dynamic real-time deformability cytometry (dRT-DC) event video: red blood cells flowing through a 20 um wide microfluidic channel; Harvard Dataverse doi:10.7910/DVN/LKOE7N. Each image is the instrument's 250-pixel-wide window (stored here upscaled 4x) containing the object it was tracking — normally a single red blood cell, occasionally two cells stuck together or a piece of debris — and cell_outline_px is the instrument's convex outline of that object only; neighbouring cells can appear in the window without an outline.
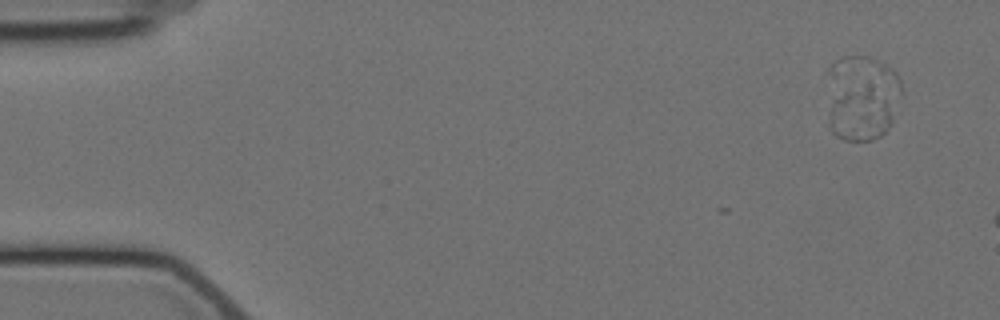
{"species": "Egyptian fruit bat (a non-hibernating species)", "species_latin": "Rousettus aegyptiacus", "temperature_condition": "cold", "stored_images_in_passage": 4, "camera_frame_rate_fps": 3000, "um_per_image_px": 0.085, "animal": {"sex": "female"}, "frame": {"image": 1, "passage_image": 2, "time_ms": 1.0, "image_size_px": [1000, 320], "cell_outline_px": [[892, 116], [888, 128], [880, 136], [872, 140], [844, 140], [836, 136], [832, 132], [832, 108], [836, 100], [844, 92], [872, 92], [884, 100], [888, 104]], "centroid_in_image_um": [73.12, 9.89], "position_along_channel_um": 11.9, "area_um2": 17.69}}